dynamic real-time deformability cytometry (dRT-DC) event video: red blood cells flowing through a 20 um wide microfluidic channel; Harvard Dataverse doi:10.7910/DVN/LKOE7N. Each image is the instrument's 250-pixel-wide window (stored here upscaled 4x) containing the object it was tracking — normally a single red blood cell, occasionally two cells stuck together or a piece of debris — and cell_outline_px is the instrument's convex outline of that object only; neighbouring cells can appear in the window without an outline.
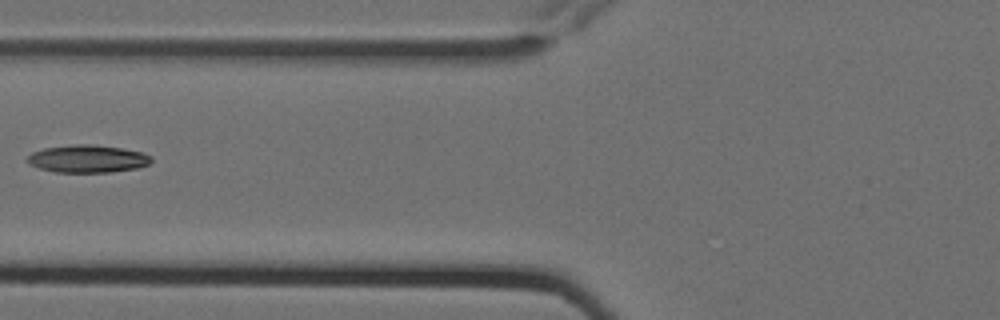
{"species": "Egyptian fruit bat (a non-hibernating species)", "species_latin": "Rousettus aegyptiacus", "temperature_condition": "cold", "stored_images_in_passage": 6, "camera_frame_rate_fps": 3000, "um_per_image_px": 0.085, "animal": {"sex": "female"}, "frame": {"image": 1, "passage_image": 6, "time_ms": 1.667, "image_size_px": [1000, 320], "cell_outline_px": [[152, 160], [148, 164], [136, 168], [112, 172], [56, 172], [40, 168], [28, 164], [28, 156], [32, 152], [44, 148], [72, 144], [92, 144], [120, 148], [144, 152], [152, 156]], "centroid_in_image_um": [7.46, 13.49], "position_along_channel_um": 118.3, "area_um2": 19.94}}